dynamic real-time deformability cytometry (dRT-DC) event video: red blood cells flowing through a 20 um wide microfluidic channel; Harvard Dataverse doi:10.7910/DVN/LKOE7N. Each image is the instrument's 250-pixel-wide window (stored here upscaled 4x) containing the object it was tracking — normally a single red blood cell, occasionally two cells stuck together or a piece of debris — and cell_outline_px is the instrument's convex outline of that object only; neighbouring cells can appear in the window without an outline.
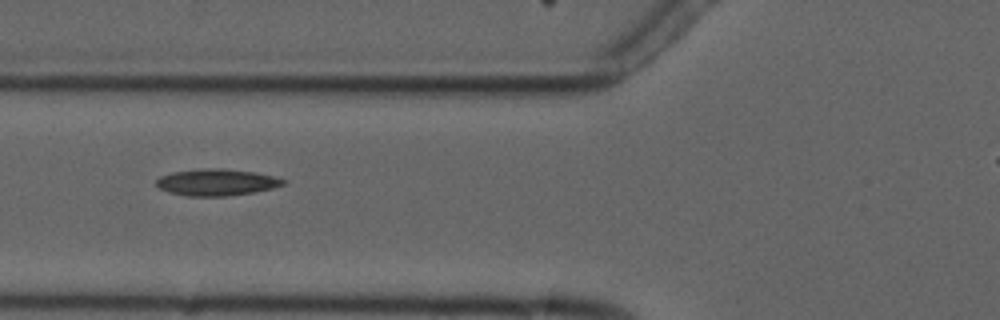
{"species": "common noctule bat (a hibernating species)", "species_latin": "Nyctalus noctula", "temperature_condition": "cold", "stored_images_in_passage": 7, "camera_frame_rate_fps": 3000, "um_per_image_px": 0.085, "animal": {"sex": "male", "forearm_length_mm": 52.5}, "frame": {"image": 1, "passage_image": 2, "time_ms": 1.333, "image_size_px": [1000, 320], "cell_outline_px": [[288, 180], [284, 184], [272, 188], [252, 192], [228, 196], [188, 196], [168, 192], [160, 188], [156, 184], [156, 180], [160, 176], [172, 172], [212, 168], [224, 168], [252, 172], [276, 176]], "centroid_in_image_um": [18.43, 15.49], "position_along_channel_um": 107.4, "area_um2": 19.59}}
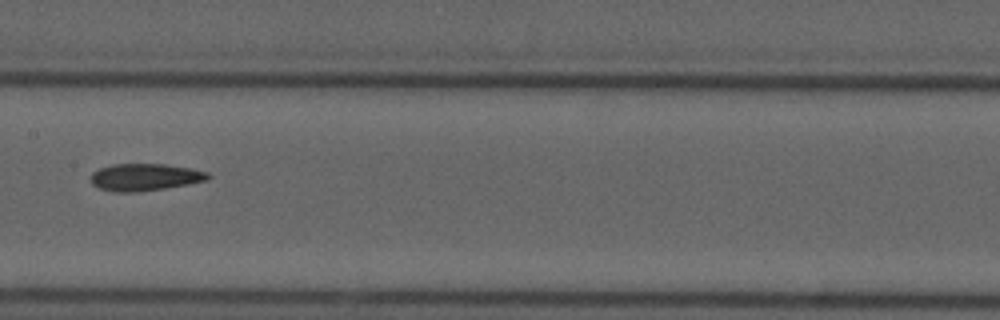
{"frame": {"image": 2, "passage_image": 4, "time_ms": 3.667, "image_size_px": [1000, 320], "cell_outline_px": [[212, 176], [208, 180], [188, 184], [164, 188], [136, 192], [112, 192], [100, 188], [92, 184], [92, 172], [100, 168], [112, 164], [164, 164], [192, 168], [208, 172]], "centroid_in_image_um": [12.34, 15.05], "position_along_channel_um": 195.1, "area_um2": 18.55}}
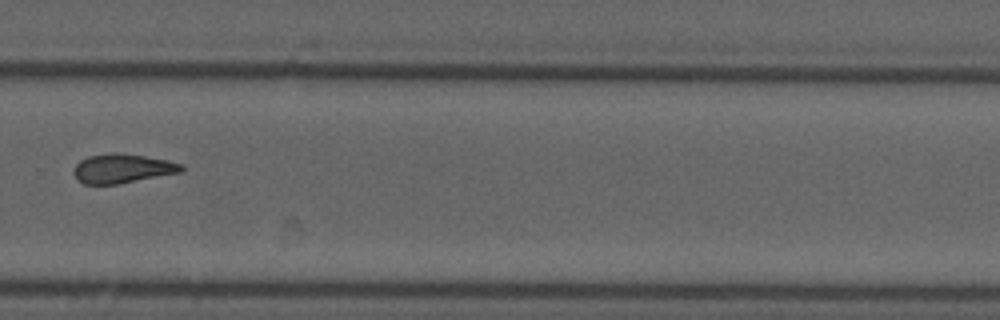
{"frame": {"image": 3, "passage_image": 7, "time_ms": 7.0, "image_size_px": [1000, 320], "cell_outline_px": [[184, 172], [120, 184], [84, 184], [76, 180], [72, 172], [76, 164], [80, 160], [88, 156], [112, 152], [144, 156], [168, 160], [184, 164]], "centroid_in_image_um": [10.42, 14.33], "position_along_channel_um": 319.4, "area_um2": 18.67}}